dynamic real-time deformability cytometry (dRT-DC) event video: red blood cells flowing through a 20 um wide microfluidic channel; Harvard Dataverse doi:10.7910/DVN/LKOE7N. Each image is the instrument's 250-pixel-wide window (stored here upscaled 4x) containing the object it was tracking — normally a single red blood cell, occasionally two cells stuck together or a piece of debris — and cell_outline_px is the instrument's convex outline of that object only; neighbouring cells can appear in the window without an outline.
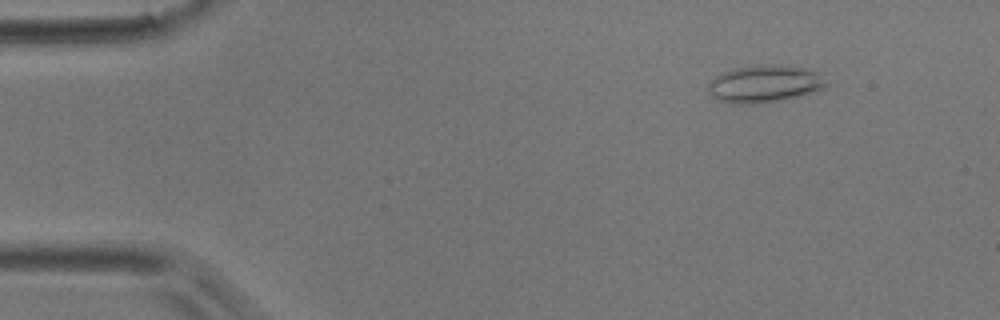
{"species": "common noctule bat (a hibernating species)", "species_latin": "Nyctalus noctula", "temperature_condition": "room temperature", "stored_images_in_passage": 4, "camera_frame_rate_fps": 3000, "um_per_image_px": 0.085, "animal": {"sex": "male", "body_mass_g": 17.9}, "frame": {"image": 1, "passage_image": 2, "time_ms": 0.333, "image_size_px": [1000, 320], "cell_outline_px": [[828, 84], [824, 88], [800, 96], [752, 104], [732, 104], [720, 100], [712, 96], [708, 88], [708, 84], [716, 76], [724, 72], [736, 68], [768, 64], [804, 68], [816, 72]], "centroid_in_image_um": [64.97, 7.13], "position_along_channel_um": 20.0, "area_um2": 25.09}}